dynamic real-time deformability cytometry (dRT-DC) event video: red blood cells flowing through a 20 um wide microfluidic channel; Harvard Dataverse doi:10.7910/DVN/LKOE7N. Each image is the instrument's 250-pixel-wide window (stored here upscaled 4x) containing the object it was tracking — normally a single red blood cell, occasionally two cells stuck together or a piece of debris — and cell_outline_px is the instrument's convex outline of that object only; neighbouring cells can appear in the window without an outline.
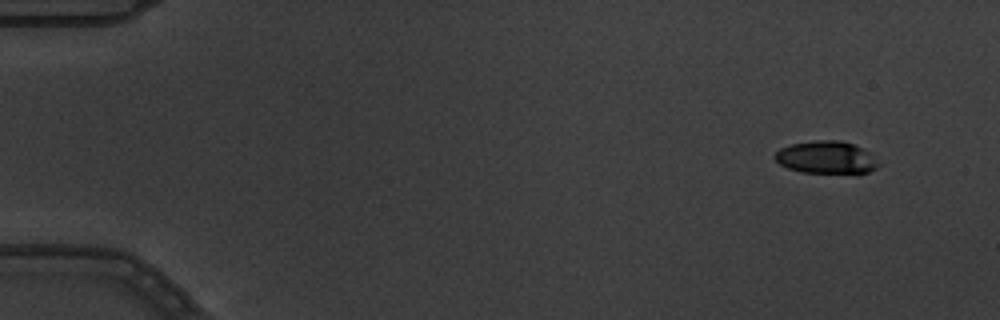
{"species": "common noctule bat (a hibernating species)", "species_latin": "Nyctalus noctula", "temperature_condition": "warm", "stored_images_in_passage": 5, "camera_frame_rate_fps": 3000, "um_per_image_px": 0.085, "animal": {"sex": "male", "body_mass_g": 19.5, "forearm_length_mm": 54.6}, "frame": {"image": 1, "passage_image": 1, "time_ms": 0.0, "image_size_px": [1000, 320], "cell_outline_px": [[880, 164], [876, 168], [868, 172], [856, 176], [800, 172], [788, 168], [780, 164], [772, 156], [780, 148], [792, 144], [816, 140], [840, 140], [852, 144], [868, 152]], "centroid_in_image_um": [70.25, 13.43], "position_along_channel_um": 14.8, "area_um2": 20.23}}
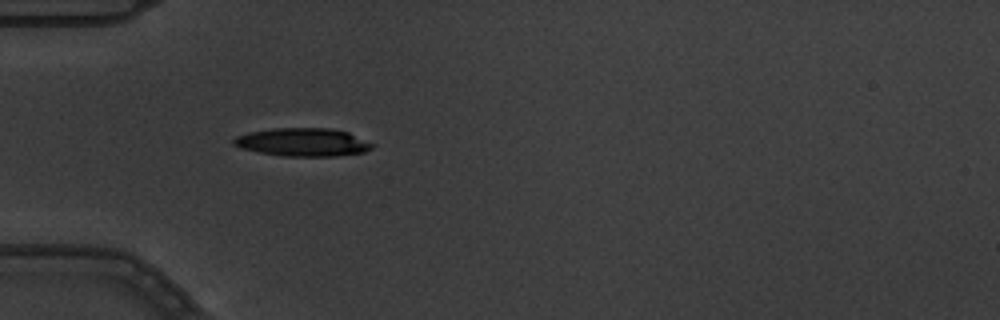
{"frame": {"image": 2, "passage_image": 5, "time_ms": 1.333, "image_size_px": [1000, 320], "cell_outline_px": [[376, 144], [372, 148], [364, 152], [336, 156], [284, 156], [260, 152], [240, 148], [232, 144], [232, 140], [236, 136], [248, 132], [276, 128], [332, 128], [348, 132]], "centroid_in_image_um": [25.75, 12.08], "position_along_channel_um": 59.2, "area_um2": 22.83}}